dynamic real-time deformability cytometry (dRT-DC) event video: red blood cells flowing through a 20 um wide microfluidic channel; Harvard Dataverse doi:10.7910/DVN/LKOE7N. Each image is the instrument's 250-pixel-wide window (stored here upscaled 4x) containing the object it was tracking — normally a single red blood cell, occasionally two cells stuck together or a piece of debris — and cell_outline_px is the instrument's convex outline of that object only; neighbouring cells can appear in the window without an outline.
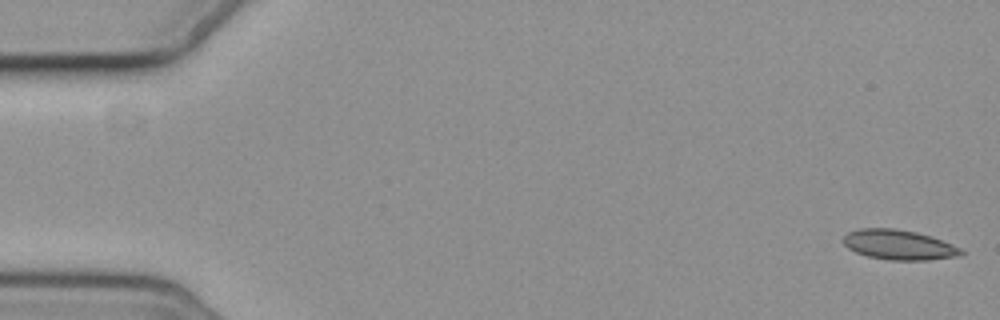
{"species": "common noctule bat (a hibernating species)", "species_latin": "Nyctalus noctula", "temperature_condition": "cold", "stored_images_in_passage": 5, "camera_frame_rate_fps": 3000, "um_per_image_px": 0.085, "animal": {"sex": "female", "body_mass_g": 19.3, "forearm_length_mm": 54.1}, "frame": {"image": 1, "passage_image": 1, "time_ms": 0.0, "image_size_px": [1000, 320], "cell_outline_px": [[964, 252], [960, 256], [928, 260], [888, 260], [868, 256], [856, 252], [848, 248], [844, 244], [844, 236], [848, 232], [860, 228], [892, 228], [916, 232], [952, 244], [960, 248]], "centroid_in_image_um": [76.39, 20.81], "position_along_channel_um": 8.6, "area_um2": 20.35}}
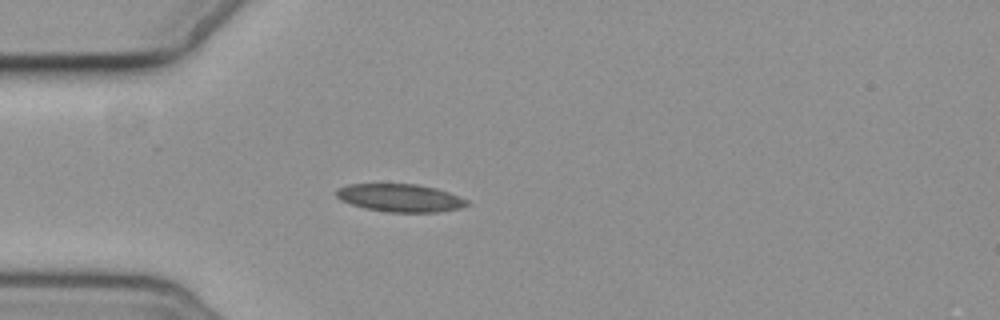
{"frame": {"image": 2, "passage_image": 4, "time_ms": 5.0, "image_size_px": [1000, 320], "cell_outline_px": [[472, 204], [460, 208], [440, 212], [388, 212], [364, 208], [340, 200], [336, 196], [336, 192], [340, 188], [348, 184], [416, 184], [436, 188], [448, 192], [468, 200]], "centroid_in_image_um": [34.05, 16.83], "position_along_channel_um": 51.0, "area_um2": 21.21}}